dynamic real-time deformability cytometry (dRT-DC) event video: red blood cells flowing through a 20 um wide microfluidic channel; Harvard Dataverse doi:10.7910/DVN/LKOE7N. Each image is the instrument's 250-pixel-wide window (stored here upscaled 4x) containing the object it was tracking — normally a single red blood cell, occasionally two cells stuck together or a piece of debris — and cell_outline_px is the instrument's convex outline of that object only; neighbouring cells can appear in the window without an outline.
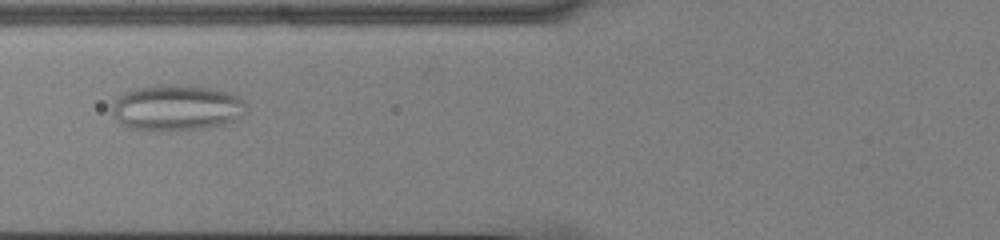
{"species": "common noctule bat (a hibernating species)", "species_latin": "Nyctalus noctula", "temperature_condition": "cold", "stored_images_in_passage": 49, "camera_frame_rate_fps": 3000, "um_per_image_px": 0.085, "animal": {"sex": "male", "body_mass_g": 13.0, "forearm_length_mm": 53.1}, "frame": {"image": 1, "passage_image": 16, "time_ms": 5.0, "image_size_px": [1000, 240], "cell_outline_px": [[248, 112], [224, 124], [200, 128], [128, 128], [116, 120], [112, 112], [112, 104], [124, 92], [136, 88], [160, 84], [172, 84], [208, 88], [224, 92], [236, 96], [244, 100], [248, 104]], "centroid_in_image_um": [15.02, 9.12], "position_along_channel_um": 110.8, "area_um2": 34.97}}
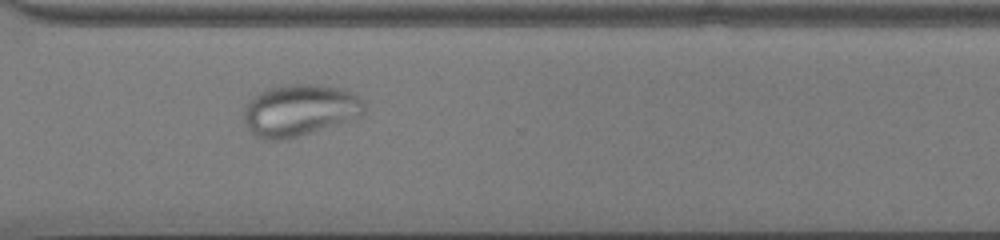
{"frame": {"image": 2, "passage_image": 35, "time_ms": 11.333, "image_size_px": [1000, 240], "cell_outline_px": [[364, 112], [360, 116], [284, 140], [264, 140], [256, 136], [248, 128], [244, 120], [244, 108], [248, 100], [260, 92], [272, 88], [288, 84], [320, 84], [344, 88], [356, 96], [364, 104]], "centroid_in_image_um": [25.43, 9.35], "position_along_channel_um": 345.2, "area_um2": 35.84}}
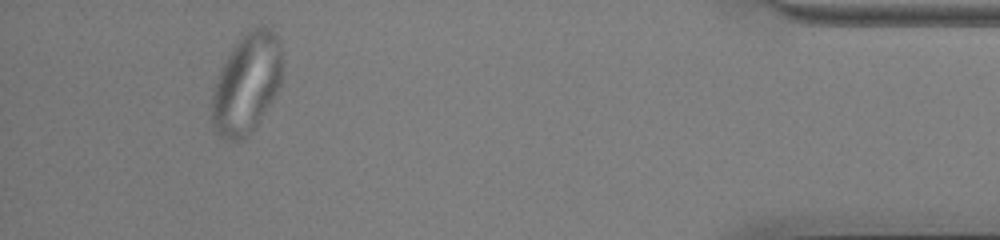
{"frame": {"image": 3, "passage_image": 45, "time_ms": 14.667, "image_size_px": [1000, 240], "cell_outline_px": [[280, 84], [276, 92], [260, 120], [248, 136], [236, 140], [224, 140], [216, 132], [212, 124], [212, 88], [220, 68], [224, 60], [232, 48], [252, 28], [260, 24], [268, 24], [276, 32], [280, 40]], "centroid_in_image_um": [20.95, 7.08], "position_along_channel_um": 414.3, "area_um2": 41.04}}